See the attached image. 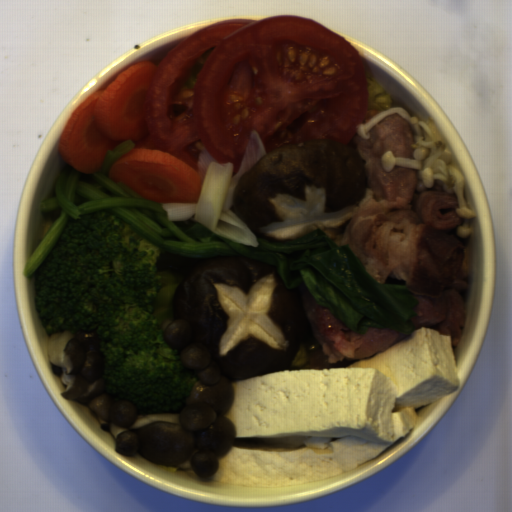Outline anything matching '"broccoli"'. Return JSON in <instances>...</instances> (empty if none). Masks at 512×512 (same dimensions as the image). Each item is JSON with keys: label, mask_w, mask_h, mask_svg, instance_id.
Segmentation results:
<instances>
[{"label": "broccoli", "mask_w": 512, "mask_h": 512, "mask_svg": "<svg viewBox=\"0 0 512 512\" xmlns=\"http://www.w3.org/2000/svg\"><path fill=\"white\" fill-rule=\"evenodd\" d=\"M159 257V245L100 211L67 222L33 279L48 336L94 332L104 391L137 414L178 412L199 381L163 338L179 283L158 273Z\"/></svg>", "instance_id": "1"}]
</instances>
